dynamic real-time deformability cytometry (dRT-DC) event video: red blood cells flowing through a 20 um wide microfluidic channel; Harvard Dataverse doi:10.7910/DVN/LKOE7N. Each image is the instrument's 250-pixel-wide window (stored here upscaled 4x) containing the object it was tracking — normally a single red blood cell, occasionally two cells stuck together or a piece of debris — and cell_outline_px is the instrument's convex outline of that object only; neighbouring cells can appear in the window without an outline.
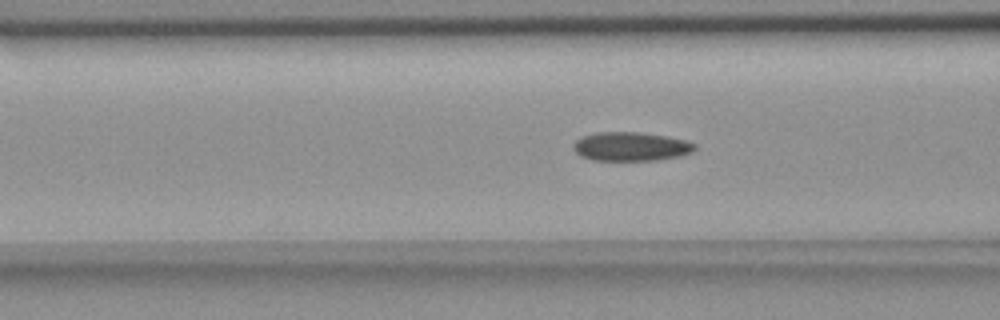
{"species": "common noctule bat (a hibernating species)", "species_latin": "Nyctalus noctula", "temperature_condition": "room temperature", "stored_images_in_passage": 56, "camera_frame_rate_fps": 3000, "um_per_image_px": 0.085, "animal": {"sex": "female", "body_mass_g": 18.4}, "frame": {"image": 1, "passage_image": 21, "time_ms": 6.667, "image_size_px": [1000, 320], "cell_outline_px": [[696, 148], [692, 152], [680, 156], [656, 160], [592, 160], [580, 156], [572, 148], [572, 144], [580, 136], [596, 132], [640, 132], [668, 136], [684, 140], [696, 144]], "centroid_in_image_um": [53.59, 12.45], "position_along_channel_um": 113.0, "area_um2": 20.63}}
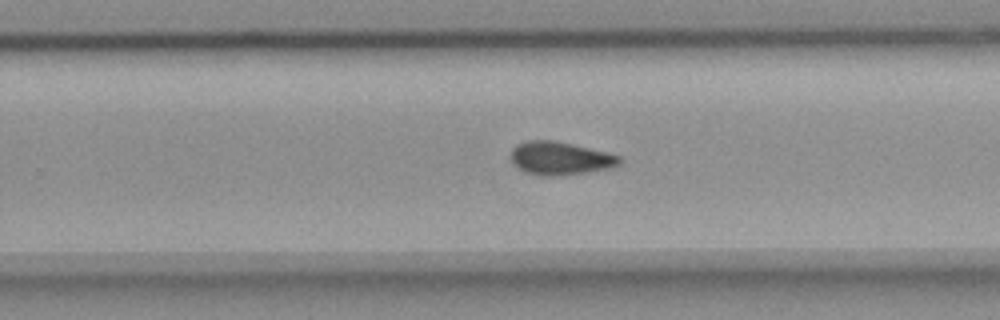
{"frame": {"image": 2, "passage_image": 35, "time_ms": 11.333, "image_size_px": [1000, 320], "cell_outline_px": [[620, 164], [608, 168], [560, 176], [544, 176], [528, 172], [520, 168], [512, 160], [512, 148], [516, 144], [524, 140], [552, 140], [572, 144], [620, 156]], "centroid_in_image_um": [47.58, 13.44], "position_along_channel_um": 282.2, "area_um2": 20.52}}
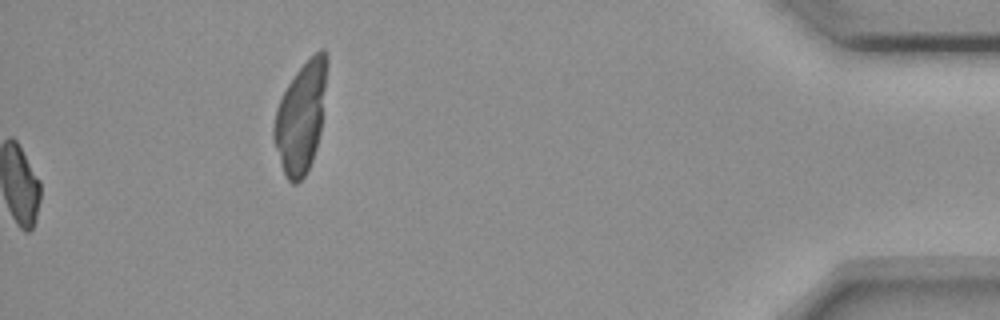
{"frame": {"image": 3, "passage_image": 56, "time_ms": 18.333, "image_size_px": [1000, 320], "cell_outline_px": [[328, 60], [320, 132], [316, 148], [312, 160], [304, 176], [296, 184], [292, 184], [288, 180], [284, 172], [272, 136], [272, 128], [276, 108], [288, 84], [296, 72], [320, 48], [324, 48], [328, 56]], "centroid_in_image_um": [25.57, 9.95], "position_along_channel_um": 409.6, "area_um2": 33.64}, "authors_computed_cell_mechanics": {"area_um2": 20.4034, "velocity_mm_per_s": 3.6367, "shape_relaxation_time_tau1_ms": null, "shape_relaxation_time_tau2_ms": 3.6705, "deformation_change_tau1": null, "deformation_change_tau2": 0.0846}}